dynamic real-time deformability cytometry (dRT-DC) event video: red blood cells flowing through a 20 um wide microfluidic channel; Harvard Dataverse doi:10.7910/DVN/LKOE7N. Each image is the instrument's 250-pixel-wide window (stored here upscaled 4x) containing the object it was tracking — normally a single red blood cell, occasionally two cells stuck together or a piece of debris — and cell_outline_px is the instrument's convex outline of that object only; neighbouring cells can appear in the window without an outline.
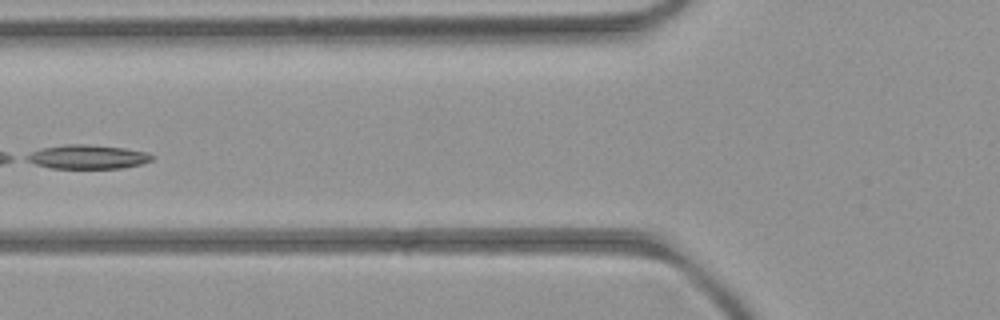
{"species": "common noctule bat (a hibernating species)", "species_latin": "Nyctalus noctula", "temperature_condition": "room temperature", "stored_images_in_passage": 7, "camera_frame_rate_fps": 3000, "um_per_image_px": 0.085, "animal": {"sex": "female", "body_mass_g": 21.9}, "frame": {"image": 1, "passage_image": 6, "time_ms": 6.667, "image_size_px": [1000, 320], "cell_outline_px": [[156, 156], [152, 160], [140, 164], [120, 168], [52, 168], [36, 164], [24, 160], [24, 156], [40, 148], [64, 144], [88, 144], [124, 148], [148, 152]], "centroid_in_image_um": [7.43, 13.32], "position_along_channel_um": 118.4, "area_um2": 17.63}}
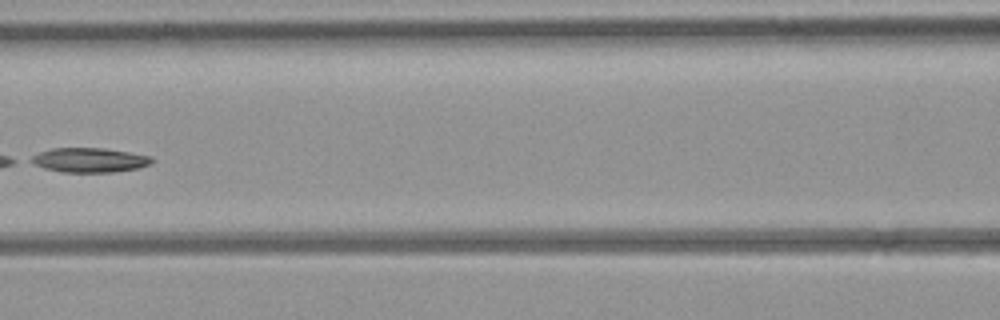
{"frame": {"image": 2, "passage_image": 7, "time_ms": 7.667, "image_size_px": [1000, 320], "cell_outline_px": [[156, 160], [152, 164], [140, 168], [112, 172], [60, 172], [44, 168], [28, 160], [32, 156], [40, 152], [52, 148], [104, 148], [152, 156]], "centroid_in_image_um": [7.66, 13.61], "position_along_channel_um": 158.9, "area_um2": 17.34}}